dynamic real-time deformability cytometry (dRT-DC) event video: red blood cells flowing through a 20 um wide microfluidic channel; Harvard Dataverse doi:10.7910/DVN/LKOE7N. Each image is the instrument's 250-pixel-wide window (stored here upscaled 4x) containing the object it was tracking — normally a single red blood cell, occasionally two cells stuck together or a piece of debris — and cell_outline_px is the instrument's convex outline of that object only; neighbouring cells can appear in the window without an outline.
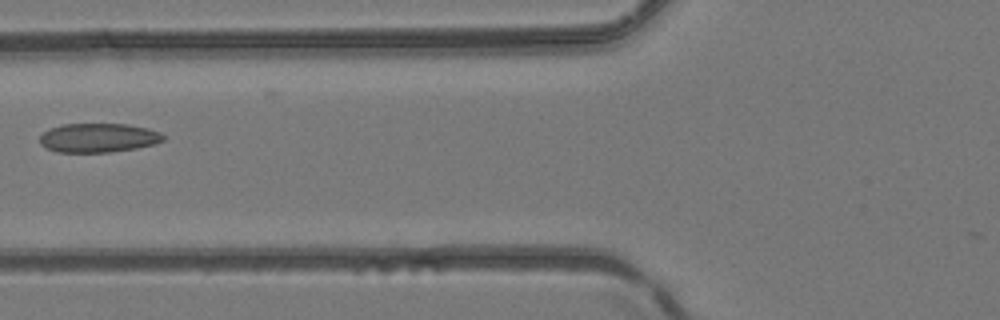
{"species": "common noctule bat (a hibernating species)", "species_latin": "Nyctalus noctula", "temperature_condition": "room temperature", "stored_images_in_passage": 2, "camera_frame_rate_fps": 3000, "um_per_image_px": 0.085, "animal": {"sex": "female", "body_mass_g": 24.6, "forearm_length_mm": 56.2}, "frame": {"image": 1, "passage_image": 2, "time_ms": 0.333, "image_size_px": [1000, 320], "cell_outline_px": [[164, 140], [152, 144], [136, 148], [108, 152], [56, 152], [40, 144], [40, 136], [44, 132], [52, 128], [64, 124], [128, 124], [148, 128], [160, 132], [164, 136]], "centroid_in_image_um": [8.37, 11.71], "position_along_channel_um": 117.4, "area_um2": 20.75}}